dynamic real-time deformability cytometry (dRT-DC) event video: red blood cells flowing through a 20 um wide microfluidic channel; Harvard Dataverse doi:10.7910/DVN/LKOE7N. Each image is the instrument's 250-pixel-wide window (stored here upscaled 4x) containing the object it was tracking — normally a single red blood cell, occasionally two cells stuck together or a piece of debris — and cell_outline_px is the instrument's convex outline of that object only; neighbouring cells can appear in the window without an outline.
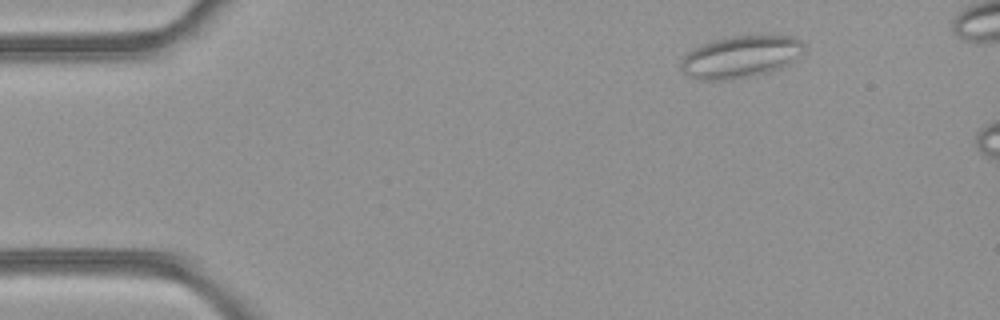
{"species": "common noctule bat (a hibernating species)", "species_latin": "Nyctalus noctula", "temperature_condition": "room temperature", "stored_images_in_passage": 8, "camera_frame_rate_fps": 3000, "um_per_image_px": 0.085, "animal": {"sex": "female", "body_mass_g": 21.9}, "frame": {"image": 1, "passage_image": 3, "time_ms": 0.667, "image_size_px": [1000, 320], "cell_outline_px": [[804, 52], [788, 64], [780, 68], [768, 72], [732, 80], [700, 80], [688, 76], [680, 68], [680, 60], [692, 48], [712, 40], [732, 36], [792, 36], [800, 40], [804, 44]], "centroid_in_image_um": [62.92, 4.83], "position_along_channel_um": 22.1, "area_um2": 30.23}}